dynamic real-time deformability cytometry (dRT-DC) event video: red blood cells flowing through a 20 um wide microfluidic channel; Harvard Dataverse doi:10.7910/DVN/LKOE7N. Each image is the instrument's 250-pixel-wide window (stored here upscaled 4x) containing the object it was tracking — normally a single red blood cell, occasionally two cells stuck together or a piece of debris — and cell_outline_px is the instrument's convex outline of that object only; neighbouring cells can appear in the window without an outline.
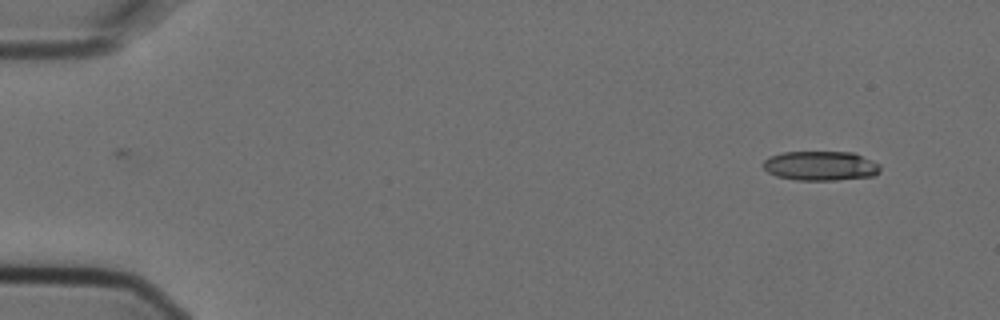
{"species": "Egyptian fruit bat (a non-hibernating species)", "species_latin": "Rousettus aegyptiacus", "temperature_condition": "cold", "stored_images_in_passage": 6, "camera_frame_rate_fps": 3000, "um_per_image_px": 0.085, "animal": {"sex": "female"}, "frame": {"image": 1, "passage_image": 1, "time_ms": 0.0, "image_size_px": [1000, 320], "cell_outline_px": [[880, 172], [872, 176], [836, 180], [796, 180], [776, 176], [768, 172], [764, 168], [764, 160], [772, 156], [784, 152], [852, 152], [872, 160], [880, 164]], "centroid_in_image_um": [69.77, 14.1], "position_along_channel_um": 15.2, "area_um2": 20.0}}
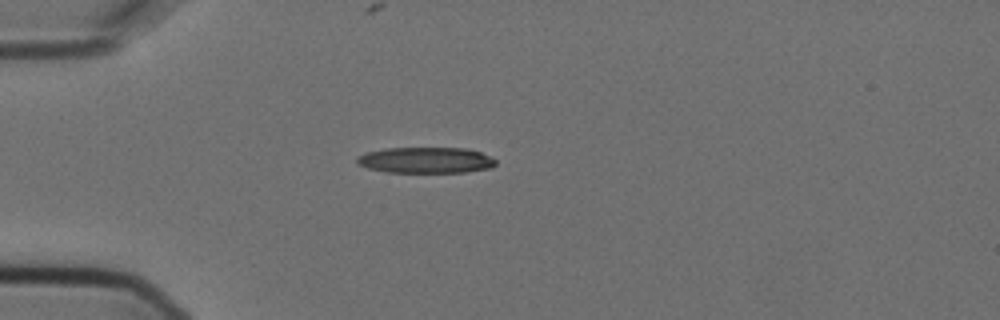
{"frame": {"image": 2, "passage_image": 4, "time_ms": 1.0, "image_size_px": [1000, 320], "cell_outline_px": [[496, 164], [492, 168], [464, 172], [384, 172], [368, 168], [356, 164], [356, 156], [368, 152], [384, 148], [464, 148], [480, 152], [496, 160]], "centroid_in_image_um": [36.16, 13.61], "position_along_channel_um": 48.8, "area_um2": 21.04}}